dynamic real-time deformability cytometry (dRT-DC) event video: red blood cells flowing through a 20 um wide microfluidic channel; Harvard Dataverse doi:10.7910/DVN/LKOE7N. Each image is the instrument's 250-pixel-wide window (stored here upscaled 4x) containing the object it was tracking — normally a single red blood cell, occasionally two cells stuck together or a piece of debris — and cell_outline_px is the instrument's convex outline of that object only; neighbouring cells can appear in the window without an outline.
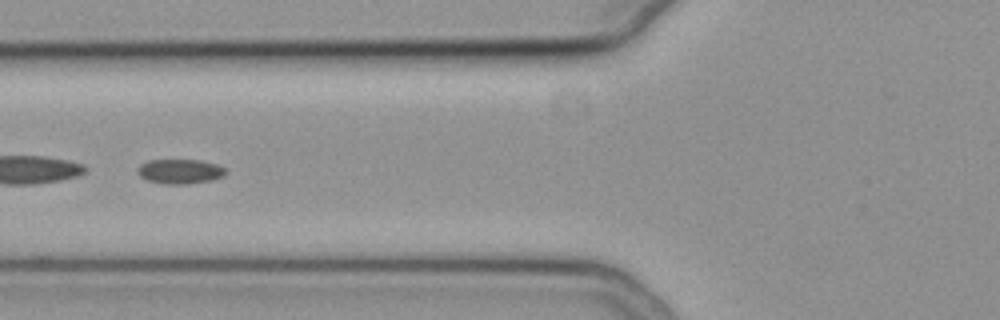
{"species": "common noctule bat (a hibernating species)", "species_latin": "Nyctalus noctula", "temperature_condition": "cold", "stored_images_in_passage": 47, "camera_frame_rate_fps": 3000, "um_per_image_px": 0.085, "animal": {"sex": "female", "body_mass_g": 19.3, "forearm_length_mm": 54.1}, "frame": {"image": 1, "passage_image": 14, "time_ms": 4.333, "image_size_px": [1000, 320], "cell_outline_px": [[228, 172], [224, 176], [212, 180], [188, 184], [164, 184], [148, 180], [140, 176], [136, 172], [136, 168], [140, 164], [148, 160], [200, 160], [216, 164], [224, 168]], "centroid_in_image_um": [15.29, 14.57], "position_along_channel_um": 110.5, "area_um2": 12.77}, "authors_computed_cell_mechanics": {"area_um2": 12.9472, "velocity_mm_per_s": 3.7143, "shape_relaxation_time_tau1_ms": null, "shape_relaxation_time_tau2_ms": 6.7822, "deformation_change_tau1": null, "deformation_change_tau2": 0.0939}}